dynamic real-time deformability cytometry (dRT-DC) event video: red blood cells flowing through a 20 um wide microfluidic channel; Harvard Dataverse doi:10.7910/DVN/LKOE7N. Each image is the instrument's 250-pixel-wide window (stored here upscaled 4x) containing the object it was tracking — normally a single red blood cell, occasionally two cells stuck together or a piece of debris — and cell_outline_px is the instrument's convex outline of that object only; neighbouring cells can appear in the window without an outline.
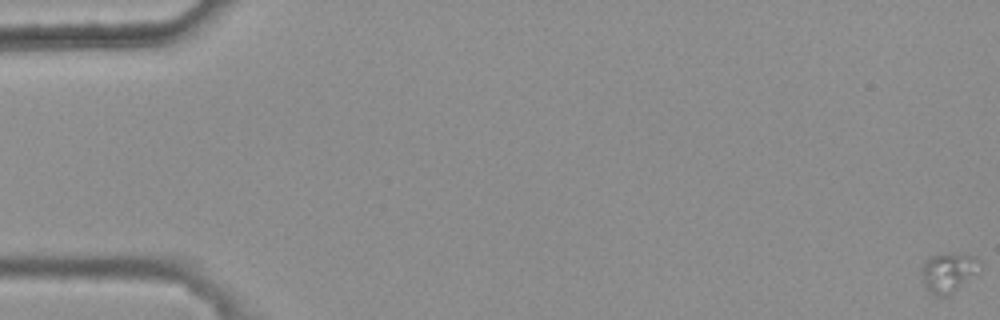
{"species": "common noctule bat (a hibernating species)", "species_latin": "Nyctalus noctula", "temperature_condition": "warm", "stored_images_in_passage": 5, "camera_frame_rate_fps": 3000, "um_per_image_px": 0.085, "animal": {"sex": "female", "body_mass_g": 25.1}, "frame": {"image": 1, "passage_image": 1, "time_ms": 0.0, "image_size_px": [1000, 320], "cell_outline_px": [[980, 272], [948, 296], [936, 296], [924, 284], [920, 272], [920, 268], [924, 260], [932, 256], [976, 256], [980, 260]], "centroid_in_image_um": [80.62, 23.2], "position_along_channel_um": 4.4, "area_um2": 13.12}}